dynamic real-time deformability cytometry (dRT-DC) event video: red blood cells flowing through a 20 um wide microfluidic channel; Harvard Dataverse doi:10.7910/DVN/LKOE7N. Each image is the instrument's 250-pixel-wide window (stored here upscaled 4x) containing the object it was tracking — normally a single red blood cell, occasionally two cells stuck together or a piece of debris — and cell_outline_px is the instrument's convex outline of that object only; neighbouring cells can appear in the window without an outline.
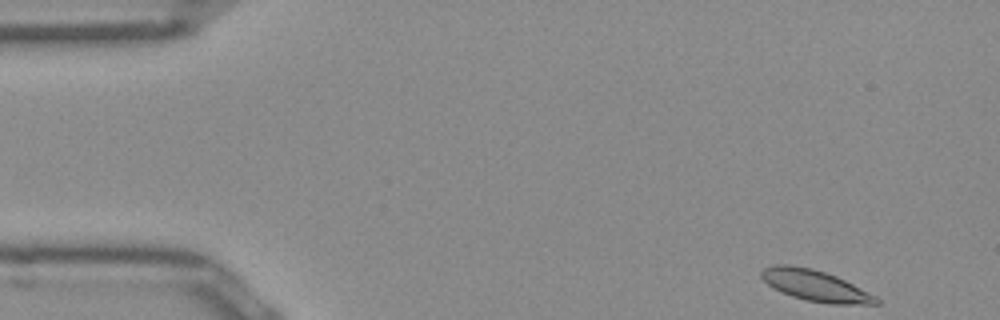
{"species": "Egyptian fruit bat (a non-hibernating species)", "species_latin": "Rousettus aegyptiacus", "temperature_condition": "room temperature", "stored_images_in_passage": 9, "camera_frame_rate_fps": 3000, "um_per_image_px": 0.085, "frame": {"image": 1, "passage_image": 1, "time_ms": 0.0, "image_size_px": [1000, 320], "cell_outline_px": [[880, 304], [828, 304], [808, 300], [792, 296], [780, 292], [772, 288], [760, 276], [760, 272], [764, 268], [772, 264], [788, 264], [812, 268], [836, 276], [876, 296], [880, 300]], "centroid_in_image_um": [69.27, 24.27], "position_along_channel_um": 15.7, "area_um2": 20.75}}